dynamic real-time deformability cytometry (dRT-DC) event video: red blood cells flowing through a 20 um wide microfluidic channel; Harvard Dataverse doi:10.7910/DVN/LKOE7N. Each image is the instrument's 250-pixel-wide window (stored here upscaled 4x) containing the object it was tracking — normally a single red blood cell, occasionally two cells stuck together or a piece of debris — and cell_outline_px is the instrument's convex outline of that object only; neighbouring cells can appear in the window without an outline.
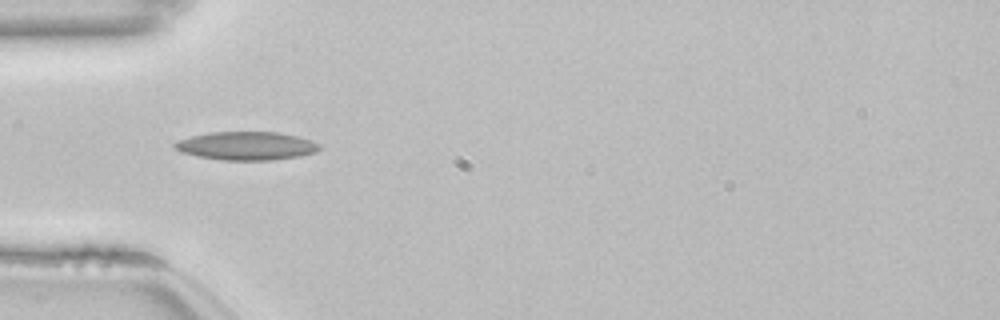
{"species": "common noctule bat (a hibernating species)", "species_latin": "Nyctalus noctula", "temperature_condition": "room temperature", "stored_images_in_passage": 52, "camera_frame_rate_fps": 3000, "um_per_image_px": 0.085, "animal": {"sex": "female", "body_mass_g": 22.7, "forearm_length_mm": 54.2}, "frame": {"image": 1, "passage_image": 16, "time_ms": 5.0, "image_size_px": [1000, 320], "cell_outline_px": [[320, 148], [316, 152], [300, 156], [272, 160], [220, 160], [180, 152], [172, 144], [180, 140], [192, 136], [212, 132], [276, 132], [296, 136], [312, 140], [320, 144]], "centroid_in_image_um": [20.98, 12.4], "position_along_channel_um": 64.0, "area_um2": 23.76}, "authors_computed_cell_mechanics": {"area_um2": 21.4149, "velocity_mm_per_s": 3.8441, "shape_relaxation_time_tau1_ms": null, "shape_relaxation_time_tau2_ms": 4.7734, "deformation_change_tau1": null, "deformation_change_tau2": 0.1467}}